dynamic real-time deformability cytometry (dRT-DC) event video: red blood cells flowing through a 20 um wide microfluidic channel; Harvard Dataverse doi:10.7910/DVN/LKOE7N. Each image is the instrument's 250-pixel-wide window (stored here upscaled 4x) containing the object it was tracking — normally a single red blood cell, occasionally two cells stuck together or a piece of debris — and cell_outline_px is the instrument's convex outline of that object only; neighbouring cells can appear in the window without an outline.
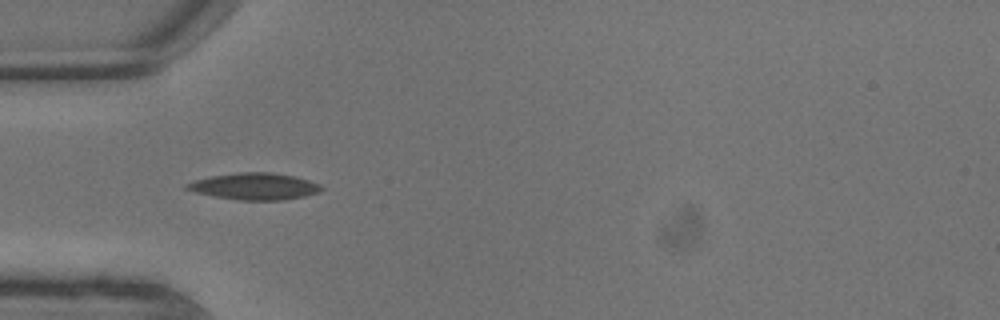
{"species": "common noctule bat (a hibernating species)", "species_latin": "Nyctalus noctula", "temperature_condition": "warm", "stored_images_in_passage": 6, "camera_frame_rate_fps": 3000, "um_per_image_px": 0.085, "animal": {"sex": "male", "body_mass_g": 13.3}, "frame": {"image": 1, "passage_image": 5, "time_ms": 1.333, "image_size_px": [1000, 320], "cell_outline_px": [[324, 188], [320, 192], [304, 196], [284, 200], [236, 200], [196, 192], [184, 188], [184, 184], [196, 180], [212, 176], [240, 172], [268, 172], [292, 176], [308, 180], [320, 184]], "centroid_in_image_um": [21.66, 15.84], "position_along_channel_um": 63.3, "area_um2": 20.75}}
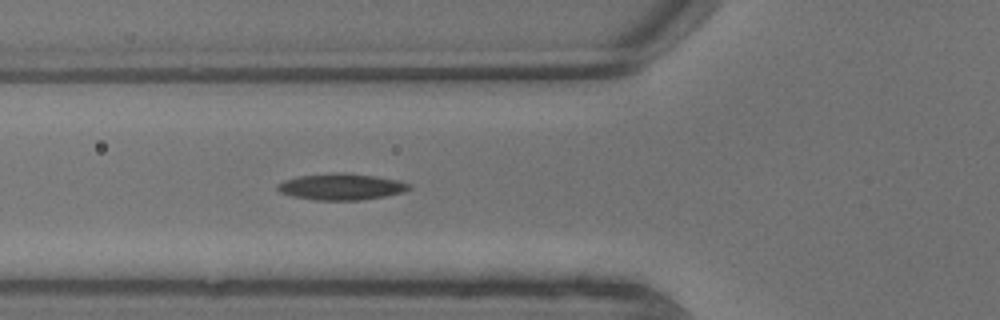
{"frame": {"image": 2, "passage_image": 6, "time_ms": 1.667, "image_size_px": [1000, 320], "cell_outline_px": [[412, 188], [404, 192], [364, 200], [316, 200], [292, 196], [280, 192], [276, 188], [276, 184], [284, 180], [300, 176], [336, 172], [340, 172], [376, 176], [396, 180], [408, 184]], "centroid_in_image_um": [28.98, 15.87], "position_along_channel_um": 96.8, "area_um2": 20.17}}